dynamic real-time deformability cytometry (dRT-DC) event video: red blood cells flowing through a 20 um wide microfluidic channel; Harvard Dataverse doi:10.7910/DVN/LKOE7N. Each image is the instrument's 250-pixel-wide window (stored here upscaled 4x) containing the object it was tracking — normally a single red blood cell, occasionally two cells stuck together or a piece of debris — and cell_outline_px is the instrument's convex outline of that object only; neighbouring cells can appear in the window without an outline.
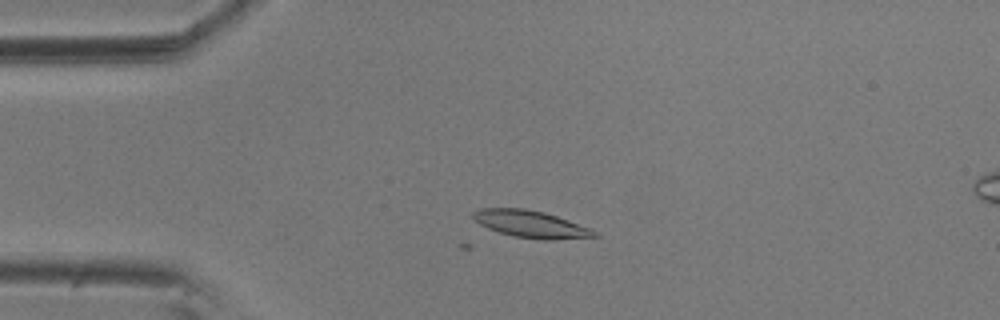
{"species": "common noctule bat (a hibernating species)", "species_latin": "Nyctalus noctula", "temperature_condition": "room temperature", "stored_images_in_passage": 12, "camera_frame_rate_fps": 3000, "um_per_image_px": 0.085, "animal": {"sex": "male", "body_mass_g": 20.5, "forearm_length_mm": 52.5}, "frame": {"image": 1, "passage_image": 12, "time_ms": 3.667, "image_size_px": [1000, 320], "cell_outline_px": [[600, 236], [552, 240], [544, 240], [516, 236], [500, 232], [488, 228], [480, 224], [472, 216], [472, 212], [480, 208], [524, 208], [544, 212], [568, 220], [588, 228], [596, 232]], "centroid_in_image_um": [45.1, 19.04], "position_along_channel_um": 39.9, "area_um2": 18.84}}